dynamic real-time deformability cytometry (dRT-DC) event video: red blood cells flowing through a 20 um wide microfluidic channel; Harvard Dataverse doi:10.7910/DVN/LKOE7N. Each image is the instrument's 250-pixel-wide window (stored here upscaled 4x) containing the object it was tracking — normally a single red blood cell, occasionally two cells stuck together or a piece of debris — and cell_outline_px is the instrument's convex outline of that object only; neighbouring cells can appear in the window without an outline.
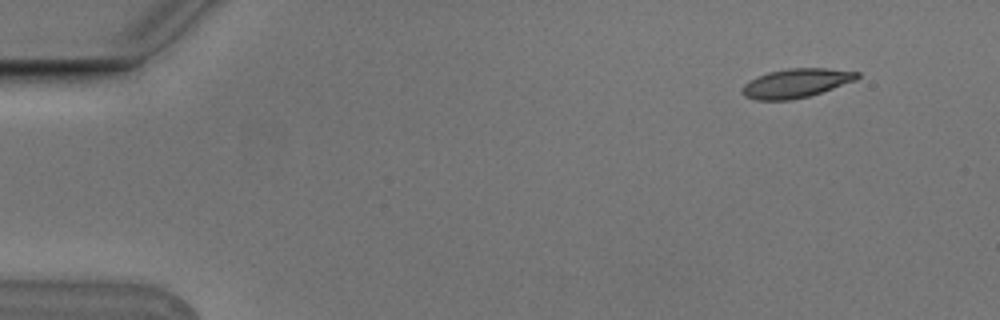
{"species": "Egyptian fruit bat (a non-hibernating species)", "species_latin": "Rousettus aegyptiacus", "temperature_condition": "cold", "stored_images_in_passage": 4, "camera_frame_rate_fps": 3000, "um_per_image_px": 0.085, "animal": {"sex": "male"}, "frame": {"image": 1, "passage_image": 1, "time_ms": 0.0, "image_size_px": [1000, 320], "cell_outline_px": [[860, 76], [856, 80], [808, 96], [792, 100], [756, 100], [744, 96], [740, 92], [740, 88], [748, 80], [756, 76], [768, 72], [788, 68], [828, 68], [860, 72]], "centroid_in_image_um": [67.61, 7.06], "position_along_channel_um": 17.4, "area_um2": 19.59}}
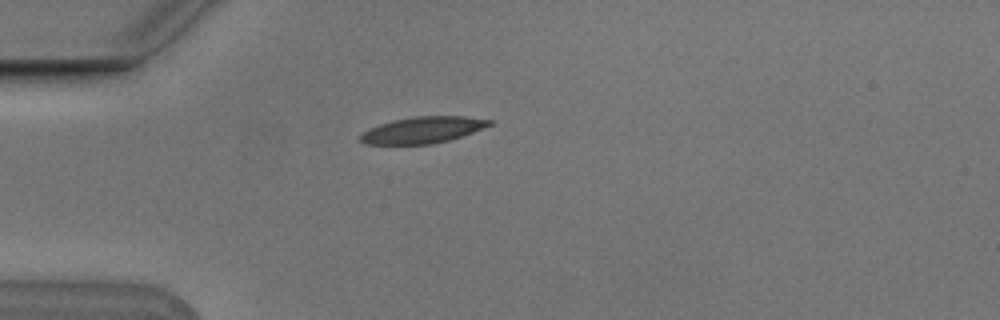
{"frame": {"image": 2, "passage_image": 4, "time_ms": 1.0, "image_size_px": [1000, 320], "cell_outline_px": [[492, 124], [472, 132], [448, 140], [432, 144], [364, 144], [360, 140], [360, 136], [368, 128], [392, 120], [416, 116], [464, 116], [492, 120]], "centroid_in_image_um": [35.9, 11.04], "position_along_channel_um": 49.1, "area_um2": 19.65}}